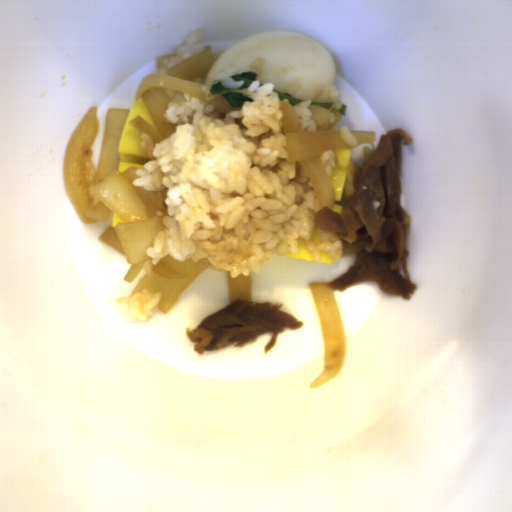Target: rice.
Wrapping results in <instances>:
<instances>
[{"label":"rice","instance_id":"rice-9","mask_svg":"<svg viewBox=\"0 0 512 512\" xmlns=\"http://www.w3.org/2000/svg\"><path fill=\"white\" fill-rule=\"evenodd\" d=\"M210 85H207V84H204L203 87H202V92L206 98V100H211V99H214L216 97H219V96H222L221 93H217V94H212V92L210 91Z\"/></svg>","mask_w":512,"mask_h":512},{"label":"rice","instance_id":"rice-1","mask_svg":"<svg viewBox=\"0 0 512 512\" xmlns=\"http://www.w3.org/2000/svg\"><path fill=\"white\" fill-rule=\"evenodd\" d=\"M164 89L171 101L163 115L174 132L158 143L141 132V149L152 158L131 180L148 192L167 189L165 228L146 250L145 276L167 255L208 259L232 279L257 275L274 255L298 251L300 238L316 261L323 251L341 258L342 240L314 222L321 208L312 184L288 160L274 84L253 79L241 89L253 101L229 113ZM315 229L317 246L309 241Z\"/></svg>","mask_w":512,"mask_h":512},{"label":"rice","instance_id":"rice-4","mask_svg":"<svg viewBox=\"0 0 512 512\" xmlns=\"http://www.w3.org/2000/svg\"><path fill=\"white\" fill-rule=\"evenodd\" d=\"M311 102L313 101L309 99L291 106L299 122L300 130L303 132L317 131L318 128L314 123L312 113L308 108Z\"/></svg>","mask_w":512,"mask_h":512},{"label":"rice","instance_id":"rice-2","mask_svg":"<svg viewBox=\"0 0 512 512\" xmlns=\"http://www.w3.org/2000/svg\"><path fill=\"white\" fill-rule=\"evenodd\" d=\"M162 299V292H149L144 289L130 296L118 298L117 304L125 305L127 313L137 323H146L152 319Z\"/></svg>","mask_w":512,"mask_h":512},{"label":"rice","instance_id":"rice-7","mask_svg":"<svg viewBox=\"0 0 512 512\" xmlns=\"http://www.w3.org/2000/svg\"><path fill=\"white\" fill-rule=\"evenodd\" d=\"M351 130L352 129L349 126H340L339 131L341 134V138L347 145L350 146V148H358V140L353 135Z\"/></svg>","mask_w":512,"mask_h":512},{"label":"rice","instance_id":"rice-3","mask_svg":"<svg viewBox=\"0 0 512 512\" xmlns=\"http://www.w3.org/2000/svg\"><path fill=\"white\" fill-rule=\"evenodd\" d=\"M202 37V28L192 30L191 33L186 37L184 43L176 46L171 53H175L177 56L170 57V59H164L158 73L169 75L168 70L189 59L195 54L204 50V45L199 44V39ZM170 53V54H171Z\"/></svg>","mask_w":512,"mask_h":512},{"label":"rice","instance_id":"rice-6","mask_svg":"<svg viewBox=\"0 0 512 512\" xmlns=\"http://www.w3.org/2000/svg\"><path fill=\"white\" fill-rule=\"evenodd\" d=\"M321 163L330 178L333 172V168H335V162H336V154L331 149L324 150L323 153L320 156Z\"/></svg>","mask_w":512,"mask_h":512},{"label":"rice","instance_id":"rice-5","mask_svg":"<svg viewBox=\"0 0 512 512\" xmlns=\"http://www.w3.org/2000/svg\"><path fill=\"white\" fill-rule=\"evenodd\" d=\"M340 96H341V93L340 91L336 88L335 85H330L328 86L327 88H325L320 94L319 96L317 97L316 101L315 102H322V103H326V104H330V116H329V120H330V123L331 122H334L336 117L334 115V111H337L339 112L341 106H342V101L340 99Z\"/></svg>","mask_w":512,"mask_h":512},{"label":"rice","instance_id":"rice-8","mask_svg":"<svg viewBox=\"0 0 512 512\" xmlns=\"http://www.w3.org/2000/svg\"><path fill=\"white\" fill-rule=\"evenodd\" d=\"M220 82H221L222 86L225 87L226 89L236 90L239 87L243 86L245 81H243V80H234L231 77H229V78L224 79V80H222Z\"/></svg>","mask_w":512,"mask_h":512}]
</instances>
